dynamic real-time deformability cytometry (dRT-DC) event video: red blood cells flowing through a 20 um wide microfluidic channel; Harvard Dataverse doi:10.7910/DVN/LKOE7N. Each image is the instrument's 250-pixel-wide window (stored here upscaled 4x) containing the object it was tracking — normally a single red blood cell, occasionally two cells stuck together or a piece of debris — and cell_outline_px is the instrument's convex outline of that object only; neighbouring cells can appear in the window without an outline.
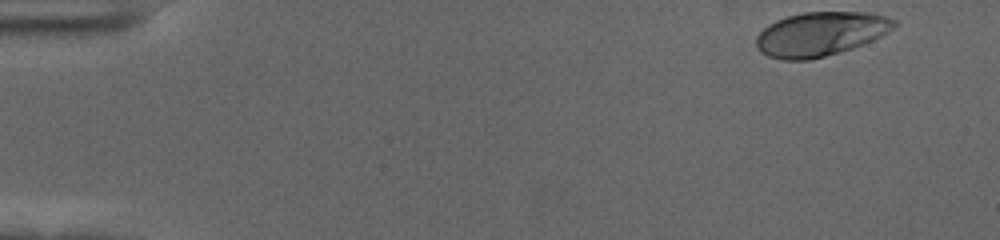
{"species": "human", "species_latin": "Homo sapiens", "temperature_condition": "cold", "stored_images_in_passage": 55, "camera_frame_rate_fps": 3000, "um_per_image_px": 0.085, "donor": {"sex": "female"}, "frame": {"image": 1, "passage_image": 1, "time_ms": 0.0, "image_size_px": [1000, 240], "cell_outline_px": [[896, 24], [888, 32], [864, 44], [852, 48], [824, 56], [808, 60], [780, 60], [768, 56], [760, 52], [756, 48], [756, 36], [768, 24], [776, 20], [788, 16], [804, 12], [868, 12], [888, 16], [896, 20]], "centroid_in_image_um": [69.72, 2.88], "position_along_channel_um": 15.3, "area_um2": 35.49}}
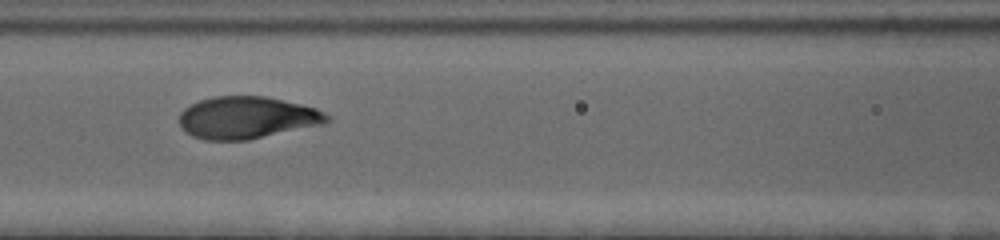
{"frame": {"image": 2, "passage_image": 23, "time_ms": 7.333, "image_size_px": [1000, 240], "cell_outline_px": [[332, 120], [320, 124], [248, 140], [204, 140], [192, 136], [184, 132], [180, 128], [180, 112], [184, 108], [200, 100], [212, 96], [264, 96], [300, 104], [316, 108], [332, 116]], "centroid_in_image_um": [20.96, 10.0], "position_along_channel_um": 145.6, "area_um2": 36.24}}
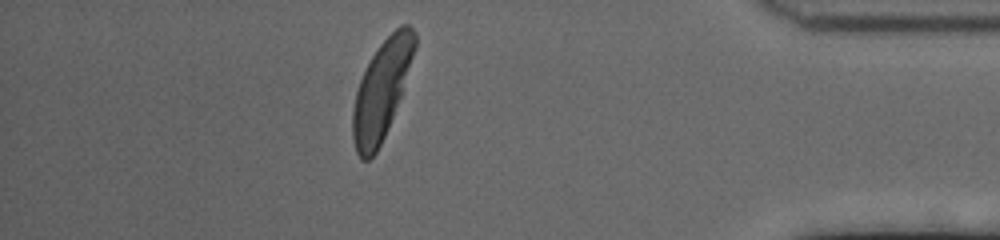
{"frame": {"image": 3, "passage_image": 48, "time_ms": 15.667, "image_size_px": [1000, 240], "cell_outline_px": [[416, 48], [400, 96], [384, 136], [376, 152], [368, 160], [360, 160], [356, 152], [352, 136], [352, 112], [356, 92], [360, 80], [372, 56], [380, 44], [400, 24], [408, 24], [416, 32]], "centroid_in_image_um": [32.42, 7.64], "position_along_channel_um": 402.8, "area_um2": 34.85}, "authors_computed_cell_mechanics": {"area_um2": 35.4892, "velocity_mm_per_s": 3.5094, "shape_relaxation_time_tau1_ms": 2.922, "shape_relaxation_time_tau2_ms": null, "deformation_change_tau1": 0.187, "deformation_change_tau2": null}}